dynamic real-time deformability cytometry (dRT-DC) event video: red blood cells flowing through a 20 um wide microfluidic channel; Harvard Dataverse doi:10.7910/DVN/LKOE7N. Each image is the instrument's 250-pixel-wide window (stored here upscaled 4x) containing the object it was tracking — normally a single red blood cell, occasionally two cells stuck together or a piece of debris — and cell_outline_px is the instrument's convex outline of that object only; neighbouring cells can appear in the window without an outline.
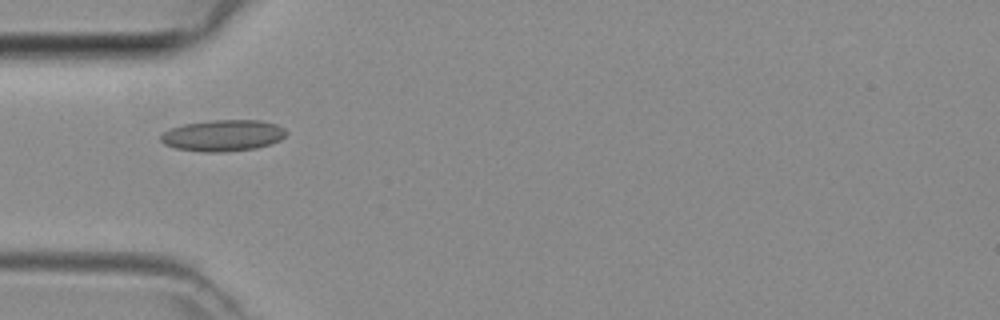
{"species": "common noctule bat (a hibernating species)", "species_latin": "Nyctalus noctula", "temperature_condition": "room temperature", "stored_images_in_passage": 47, "camera_frame_rate_fps": 3000, "um_per_image_px": 0.085, "animal": {"sex": "female", "body_mass_g": 29.2, "forearm_length_mm": 56.3}, "frame": {"image": 1, "passage_image": 15, "time_ms": 4.667, "image_size_px": [1000, 320], "cell_outline_px": [[288, 132], [280, 140], [256, 148], [224, 152], [204, 152], [176, 148], [164, 144], [160, 140], [160, 136], [164, 132], [172, 128], [184, 124], [212, 120], [260, 120], [276, 124], [284, 128]], "centroid_in_image_um": [18.96, 11.51], "position_along_channel_um": 66.0, "area_um2": 22.83}}
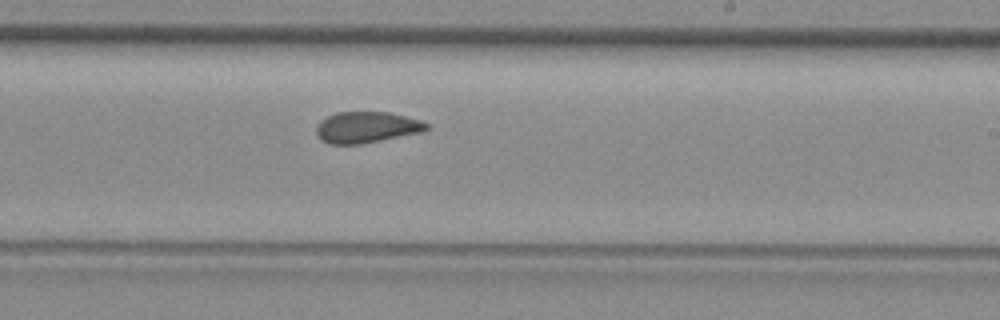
{"frame": {"image": 2, "passage_image": 28, "time_ms": 9.0, "image_size_px": [1000, 320], "cell_outline_px": [[428, 128], [424, 132], [360, 144], [328, 144], [316, 132], [316, 128], [320, 120], [336, 112], [388, 112], [424, 120], [428, 124]], "centroid_in_image_um": [31.21, 10.81], "position_along_channel_um": 257.8, "area_um2": 20.06}}
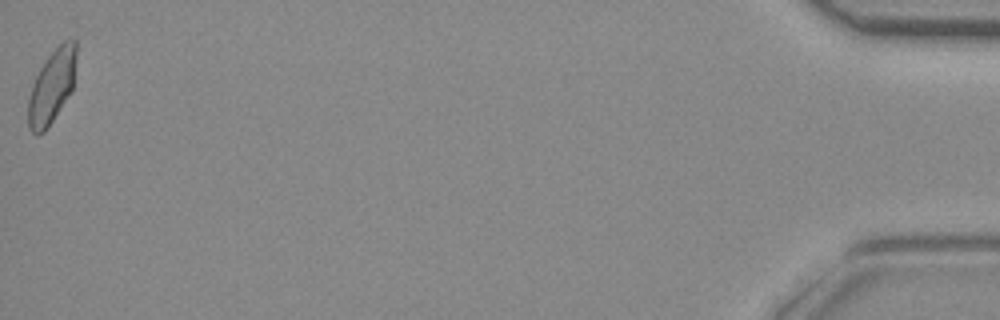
{"frame": {"image": 3, "passage_image": 47, "time_ms": 15.333, "image_size_px": [1000, 320], "cell_outline_px": [[76, 60], [72, 88], [48, 128], [44, 132], [36, 136], [28, 128], [28, 100], [32, 84], [44, 60], [64, 40], [76, 40]], "centroid_in_image_um": [4.38, 7.37], "position_along_channel_um": 430.8, "area_um2": 20.4}}